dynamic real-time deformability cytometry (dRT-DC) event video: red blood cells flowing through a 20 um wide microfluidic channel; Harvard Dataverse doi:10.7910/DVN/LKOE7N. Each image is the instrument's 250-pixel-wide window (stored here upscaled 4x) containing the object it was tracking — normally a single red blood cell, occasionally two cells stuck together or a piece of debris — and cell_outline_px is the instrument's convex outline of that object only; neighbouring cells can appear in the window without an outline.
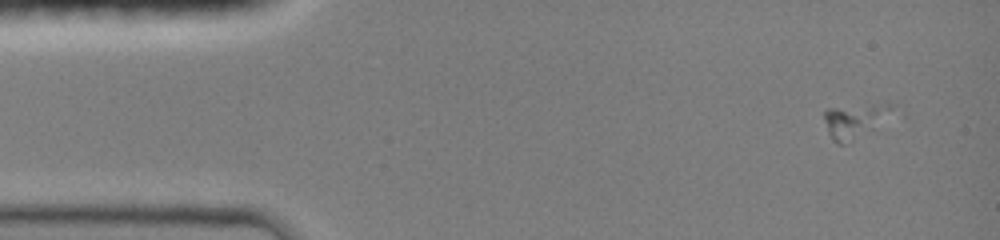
{"species": "common noctule bat (a hibernating species)", "species_latin": "Nyctalus noctula", "temperature_condition": "room temperature", "stored_images_in_passage": 16, "camera_frame_rate_fps": 3000, "um_per_image_px": 0.085, "animal": {"sex": "female", "body_mass_g": 19.0, "forearm_length_mm": 51.5}, "frame": {"image": 1, "passage_image": 3, "time_ms": 1.0, "image_size_px": [1000, 240], "cell_outline_px": [[896, 112], [872, 128], [840, 144], [828, 132], [824, 120], [824, 112], [828, 108], [888, 100], [896, 104]], "centroid_in_image_um": [72.8, 10.09], "position_along_channel_um": 12.2, "area_um2": 13.7}}